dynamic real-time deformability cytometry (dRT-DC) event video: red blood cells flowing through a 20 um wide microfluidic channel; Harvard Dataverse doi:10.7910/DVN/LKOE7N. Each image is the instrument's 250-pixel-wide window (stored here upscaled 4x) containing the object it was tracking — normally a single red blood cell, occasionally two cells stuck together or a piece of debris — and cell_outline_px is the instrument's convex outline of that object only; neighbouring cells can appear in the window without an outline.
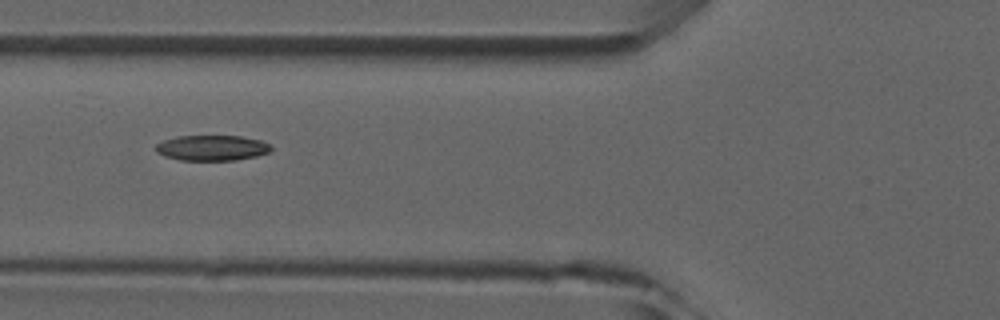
{"species": "common noctule bat (a hibernating species)", "species_latin": "Nyctalus noctula", "temperature_condition": "room temperature", "stored_images_in_passage": 2, "camera_frame_rate_fps": 3000, "um_per_image_px": 0.085, "animal": {"sex": "male", "forearm_length_mm": 52.5}, "frame": {"image": 1, "passage_image": 2, "time_ms": 1.0, "image_size_px": [1000, 320], "cell_outline_px": [[272, 148], [268, 152], [256, 156], [236, 160], [180, 160], [164, 156], [156, 152], [152, 148], [156, 144], [164, 140], [176, 136], [240, 136], [260, 140], [268, 144]], "centroid_in_image_um": [17.95, 12.57], "position_along_channel_um": 107.8, "area_um2": 17.11}}